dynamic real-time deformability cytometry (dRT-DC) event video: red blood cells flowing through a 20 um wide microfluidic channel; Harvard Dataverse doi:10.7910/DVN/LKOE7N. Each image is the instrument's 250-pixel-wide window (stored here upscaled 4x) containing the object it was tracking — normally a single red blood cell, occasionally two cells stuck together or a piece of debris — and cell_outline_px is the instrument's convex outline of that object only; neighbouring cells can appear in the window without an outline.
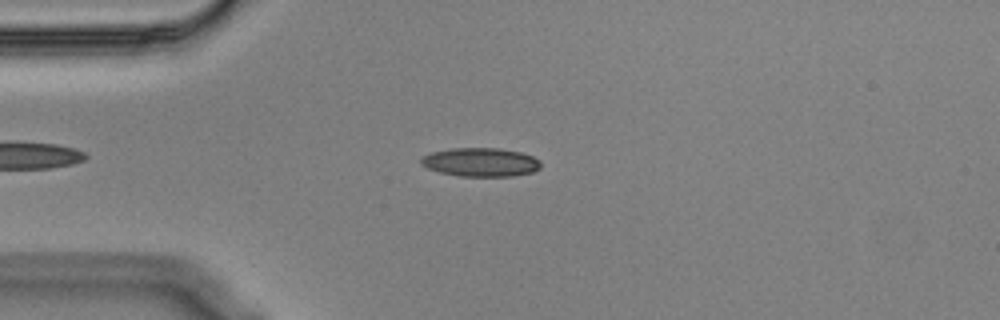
{"species": "Egyptian fruit bat (a non-hibernating species)", "species_latin": "Rousettus aegyptiacus", "temperature_condition": "cold", "stored_images_in_passage": 48, "segment_of_instrument_passage": [1, 2], "camera_frame_rate_fps": 3000, "um_per_image_px": 0.085, "animal": {"sex": "male"}, "frame": {"image": 1, "passage_image": 6, "time_ms": 1.667, "image_size_px": [1000, 320], "cell_outline_px": [[540, 168], [532, 172], [512, 176], [460, 176], [440, 172], [428, 168], [420, 164], [420, 160], [424, 156], [432, 152], [452, 148], [496, 148], [520, 152], [532, 156], [540, 160]], "centroid_in_image_um": [40.85, 13.78], "position_along_channel_um": 44.1, "area_um2": 19.88}}
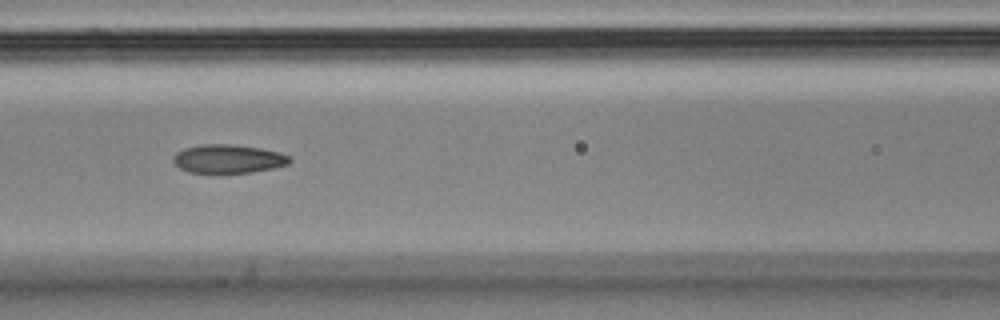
{"frame": {"image": 2, "passage_image": 16, "time_ms": 5.0, "image_size_px": [1000, 320], "cell_outline_px": [[292, 160], [288, 164], [272, 168], [252, 172], [220, 176], [216, 176], [188, 172], [180, 168], [172, 160], [172, 156], [176, 152], [184, 148], [200, 144], [232, 144], [260, 148], [280, 152], [288, 156]], "centroid_in_image_um": [19.34, 13.54], "position_along_channel_um": 147.3, "area_um2": 20.29}}
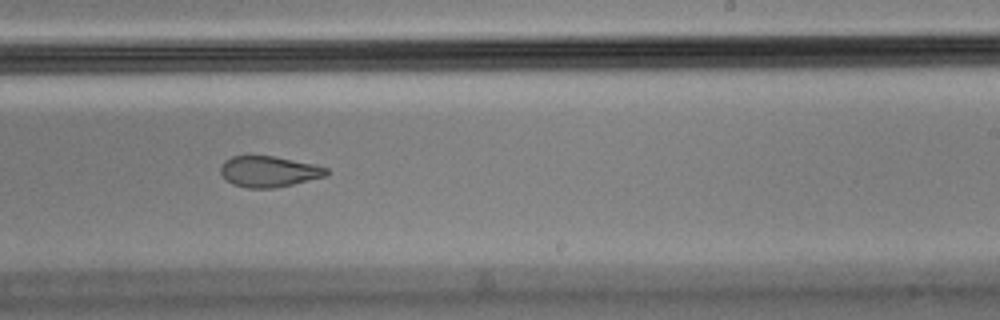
{"frame": {"image": 3, "passage_image": 26, "time_ms": 8.333, "image_size_px": [1000, 320], "cell_outline_px": [[328, 176], [292, 184], [272, 188], [248, 188], [232, 184], [220, 172], [220, 168], [224, 160], [232, 156], [272, 156], [316, 164], [328, 168]], "centroid_in_image_um": [22.88, 14.57], "position_along_channel_um": 266.1, "area_um2": 19.02}}